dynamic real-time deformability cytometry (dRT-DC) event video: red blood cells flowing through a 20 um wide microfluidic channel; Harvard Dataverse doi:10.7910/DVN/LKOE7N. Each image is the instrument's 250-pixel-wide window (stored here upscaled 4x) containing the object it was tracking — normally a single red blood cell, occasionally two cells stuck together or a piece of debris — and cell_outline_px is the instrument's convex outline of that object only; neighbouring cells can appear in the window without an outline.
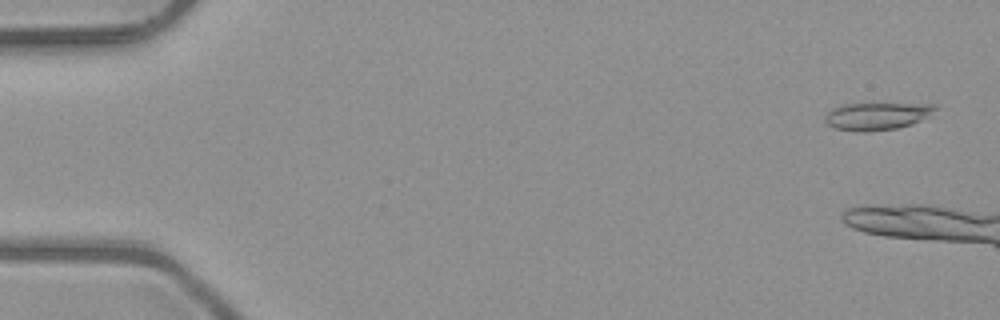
{"species": "common noctule bat (a hibernating species)", "species_latin": "Nyctalus noctula", "temperature_condition": "room temperature", "stored_images_in_passage": 7, "camera_frame_rate_fps": 3000, "um_per_image_px": 0.085, "animal": {"sex": "male", "body_mass_g": 23.1, "forearm_length_mm": 52.7}, "frame": {"image": 1, "passage_image": 2, "time_ms": 0.333, "image_size_px": [1000, 320], "cell_outline_px": [[936, 108], [928, 116], [912, 124], [896, 128], [868, 132], [856, 132], [836, 128], [828, 124], [824, 120], [824, 116], [832, 108], [844, 104], [936, 104]], "centroid_in_image_um": [74.5, 9.88], "position_along_channel_um": 10.5, "area_um2": 17.46}}